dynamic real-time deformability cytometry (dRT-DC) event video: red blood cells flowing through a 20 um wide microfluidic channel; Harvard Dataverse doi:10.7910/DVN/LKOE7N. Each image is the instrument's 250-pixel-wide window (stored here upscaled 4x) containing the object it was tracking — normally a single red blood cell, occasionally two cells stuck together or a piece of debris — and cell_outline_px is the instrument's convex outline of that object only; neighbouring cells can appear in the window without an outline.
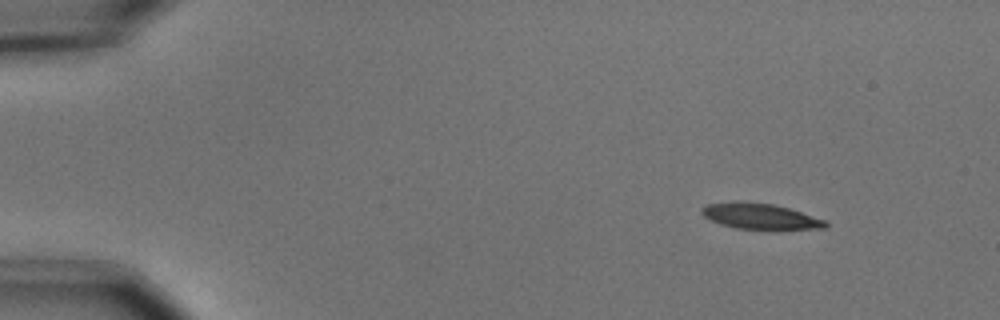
{"species": "common noctule bat (a hibernating species)", "species_latin": "Nyctalus noctula", "temperature_condition": "cold", "stored_images_in_passage": 16, "camera_frame_rate_fps": 3000, "um_per_image_px": 0.085, "animal": {"sex": "male", "body_mass_g": 15.6}, "frame": {"image": 1, "passage_image": 1, "time_ms": 0.0, "image_size_px": [1000, 320], "cell_outline_px": [[828, 224], [824, 228], [736, 228], [720, 224], [704, 216], [700, 212], [700, 208], [704, 204], [736, 200], [740, 200], [772, 204], [788, 208], [828, 220]], "centroid_in_image_um": [64.54, 18.34], "position_along_channel_um": 20.5, "area_um2": 18.44}}
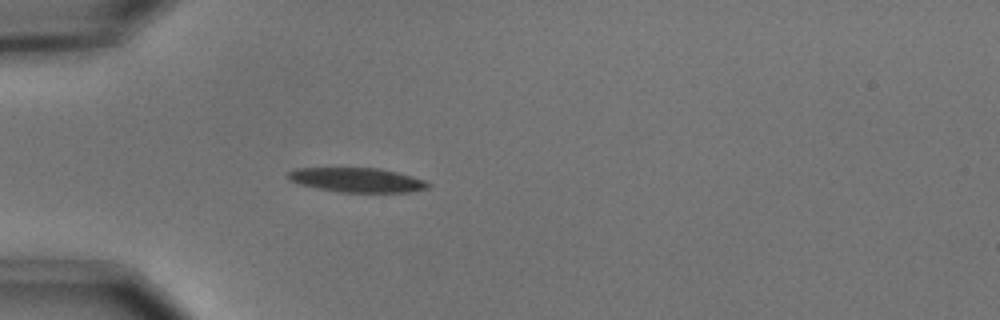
{"frame": {"image": 2, "passage_image": 11, "time_ms": 3.333, "image_size_px": [1000, 320], "cell_outline_px": [[432, 184], [428, 188], [408, 192], [340, 192], [316, 188], [300, 184], [288, 180], [288, 172], [296, 168], [376, 168], [396, 172], [412, 176], [424, 180]], "centroid_in_image_um": [30.34, 15.3], "position_along_channel_um": 54.7, "area_um2": 19.83}}
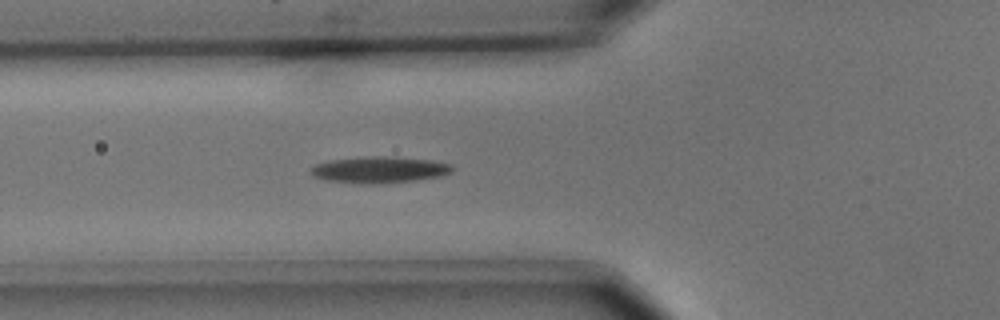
{"frame": {"image": 3, "passage_image": 15, "time_ms": 4.667, "image_size_px": [1000, 320], "cell_outline_px": [[452, 172], [440, 176], [416, 180], [376, 184], [372, 184], [324, 180], [312, 176], [308, 172], [316, 164], [328, 160], [368, 156], [392, 156], [432, 160], [452, 164]], "centroid_in_image_um": [32.23, 14.42], "position_along_channel_um": 93.6, "area_um2": 21.91}}